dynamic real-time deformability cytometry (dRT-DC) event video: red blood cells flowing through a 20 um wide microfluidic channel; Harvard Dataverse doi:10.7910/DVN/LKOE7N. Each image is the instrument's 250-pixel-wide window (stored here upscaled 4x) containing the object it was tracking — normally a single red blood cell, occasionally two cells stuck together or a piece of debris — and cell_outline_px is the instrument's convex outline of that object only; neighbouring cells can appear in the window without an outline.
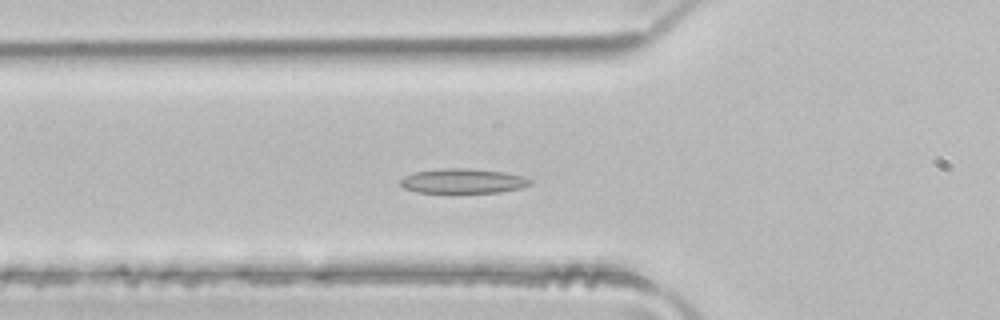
{"species": "common noctule bat (a hibernating species)", "species_latin": "Nyctalus noctula", "temperature_condition": "room temperature", "stored_images_in_passage": 35, "camera_frame_rate_fps": 3000, "um_per_image_px": 0.085, "animal": {"sex": "male", "body_mass_g": 21.5, "forearm_length_mm": 52.0}, "frame": {"image": 1, "passage_image": 2, "time_ms": 0.333, "image_size_px": [1000, 320], "cell_outline_px": [[532, 184], [520, 188], [500, 192], [416, 192], [404, 188], [400, 184], [400, 180], [404, 176], [416, 172], [440, 168], [468, 168], [504, 172], [524, 176], [532, 180]], "centroid_in_image_um": [39.37, 15.38], "position_along_channel_um": 86.4, "area_um2": 18.61}}
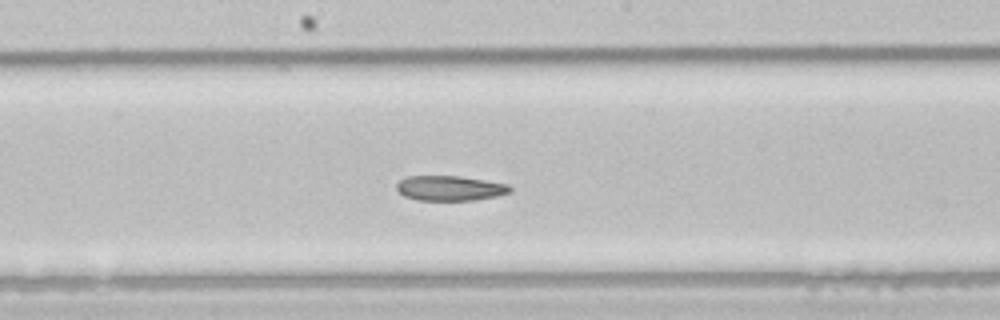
{"frame": {"image": 2, "passage_image": 11, "time_ms": 3.333, "image_size_px": [1000, 320], "cell_outline_px": [[512, 188], [508, 192], [496, 196], [472, 200], [416, 200], [404, 196], [396, 188], [396, 184], [404, 176], [460, 176], [508, 184]], "centroid_in_image_um": [38.2, 15.99], "position_along_channel_um": 210.0, "area_um2": 16.42}}
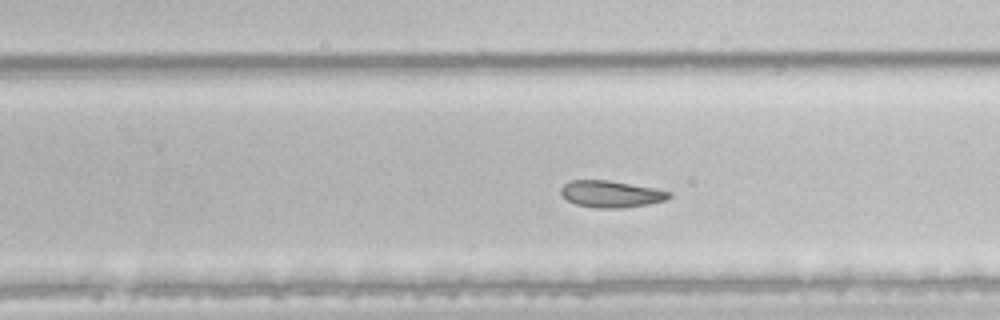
{"frame": {"image": 3, "passage_image": 16, "time_ms": 5.0, "image_size_px": [1000, 320], "cell_outline_px": [[672, 196], [664, 200], [648, 204], [624, 208], [596, 208], [576, 204], [568, 200], [560, 192], [560, 188], [568, 180], [608, 180], [656, 188], [672, 192]], "centroid_in_image_um": [51.95, 16.48], "position_along_channel_um": 277.9, "area_um2": 16.94}}